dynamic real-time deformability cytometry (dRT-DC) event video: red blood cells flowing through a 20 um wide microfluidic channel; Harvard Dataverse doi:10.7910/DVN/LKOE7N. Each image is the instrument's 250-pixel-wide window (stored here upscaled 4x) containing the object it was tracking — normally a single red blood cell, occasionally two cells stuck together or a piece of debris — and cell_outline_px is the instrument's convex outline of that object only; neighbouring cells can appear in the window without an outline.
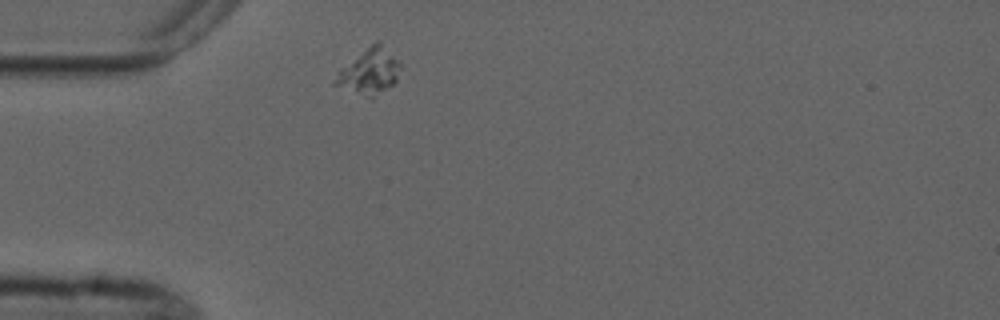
{"species": "common noctule bat (a hibernating species)", "species_latin": "Nyctalus noctula", "temperature_condition": "cold", "stored_images_in_passage": 1, "camera_frame_rate_fps": 3000, "um_per_image_px": 0.085, "animal": {"sex": "male", "forearm_length_mm": 52.5}, "frame": {"image": 1, "passage_image": 1, "time_ms": 0.0, "image_size_px": [1000, 320], "cell_outline_px": [[400, 64], [396, 84], [372, 96], [368, 96], [332, 84], [332, 80], [340, 68], [376, 40], [380, 40], [400, 60]], "centroid_in_image_um": [31.42, 6.01], "position_along_channel_um": 53.6, "area_um2": 17.22}}